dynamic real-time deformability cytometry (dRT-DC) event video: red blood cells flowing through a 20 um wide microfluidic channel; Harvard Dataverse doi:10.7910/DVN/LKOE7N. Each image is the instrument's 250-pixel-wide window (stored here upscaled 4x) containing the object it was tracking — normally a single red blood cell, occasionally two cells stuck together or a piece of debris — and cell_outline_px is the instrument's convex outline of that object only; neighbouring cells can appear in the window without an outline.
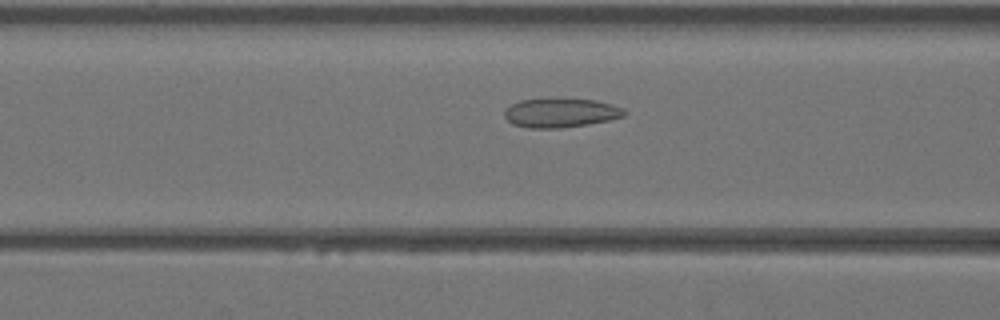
{"species": "Egyptian fruit bat (a non-hibernating species)", "species_latin": "Rousettus aegyptiacus", "temperature_condition": "warm", "stored_images_in_passage": 38, "camera_frame_rate_fps": 3000, "um_per_image_px": 0.085, "animal": {"sex": "female"}, "frame": {"image": 1, "passage_image": 12, "time_ms": 3.667, "image_size_px": [1000, 320], "cell_outline_px": [[628, 112], [624, 116], [608, 120], [588, 124], [560, 128], [528, 128], [512, 124], [504, 116], [504, 112], [512, 104], [520, 100], [596, 100], [612, 104], [624, 108]], "centroid_in_image_um": [47.69, 9.61], "position_along_channel_um": 118.9, "area_um2": 19.94}}
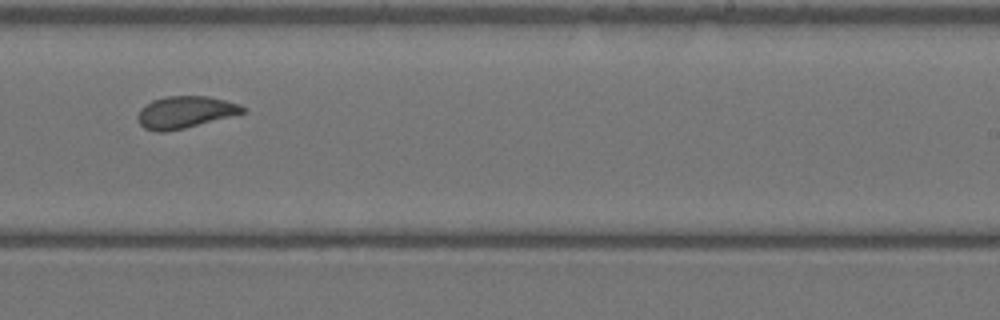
{"frame": {"image": 2, "passage_image": 22, "time_ms": 7.0, "image_size_px": [1000, 320], "cell_outline_px": [[248, 112], [184, 128], [164, 132], [156, 132], [144, 128], [140, 124], [136, 116], [140, 108], [152, 100], [168, 96], [208, 96], [240, 104], [248, 108]], "centroid_in_image_um": [15.75, 9.53], "position_along_channel_um": 273.3, "area_um2": 19.71}}
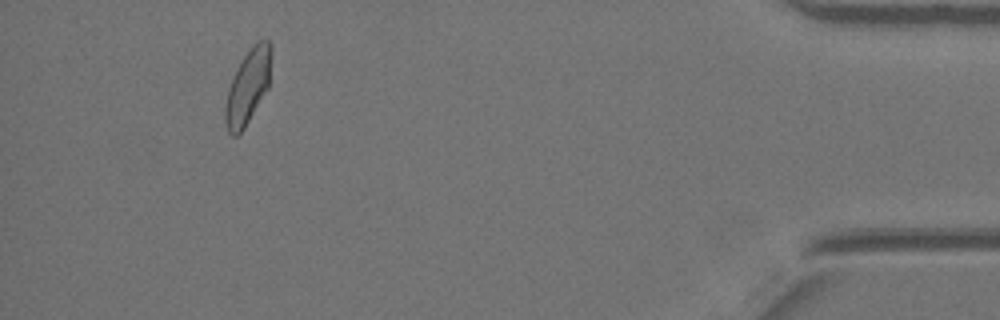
{"frame": {"image": 3, "passage_image": 35, "time_ms": 11.333, "image_size_px": [1000, 320], "cell_outline_px": [[272, 52], [268, 88], [244, 128], [236, 136], [232, 136], [228, 132], [224, 120], [224, 108], [228, 88], [244, 56], [252, 44], [256, 40], [268, 40], [272, 44]], "centroid_in_image_um": [21.08, 7.35], "position_along_channel_um": 414.1, "area_um2": 19.88}}